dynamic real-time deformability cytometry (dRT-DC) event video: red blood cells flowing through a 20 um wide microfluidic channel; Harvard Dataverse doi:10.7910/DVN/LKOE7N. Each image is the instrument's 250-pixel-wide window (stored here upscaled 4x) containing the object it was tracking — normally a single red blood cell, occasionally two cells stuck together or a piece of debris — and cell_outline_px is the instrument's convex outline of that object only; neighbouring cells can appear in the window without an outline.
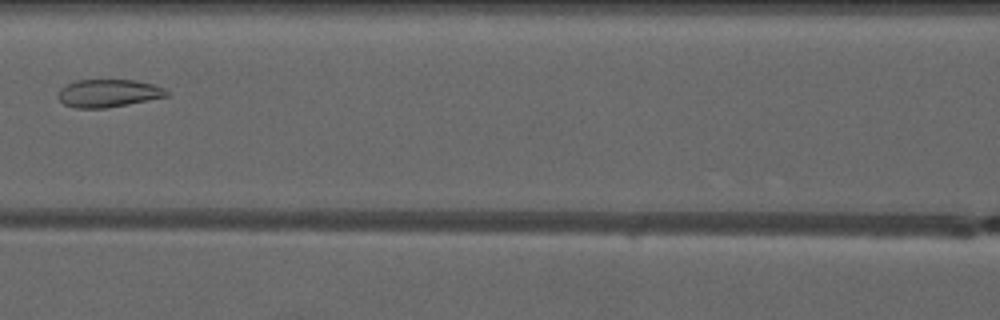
{"species": "common noctule bat (a hibernating species)", "species_latin": "Nyctalus noctula", "temperature_condition": "warm", "stored_images_in_passage": 8, "camera_frame_rate_fps": 3000, "um_per_image_px": 0.085, "animal": {"sex": "male", "forearm_length_mm": 52.5}, "frame": {"image": 1, "passage_image": 8, "time_ms": 9.0, "image_size_px": [1000, 320], "cell_outline_px": [[168, 96], [128, 104], [104, 108], [72, 108], [64, 104], [60, 100], [60, 88], [76, 80], [136, 80], [152, 84], [164, 88], [168, 92]], "centroid_in_image_um": [9.22, 7.92], "position_along_channel_um": 157.4, "area_um2": 17.4}}